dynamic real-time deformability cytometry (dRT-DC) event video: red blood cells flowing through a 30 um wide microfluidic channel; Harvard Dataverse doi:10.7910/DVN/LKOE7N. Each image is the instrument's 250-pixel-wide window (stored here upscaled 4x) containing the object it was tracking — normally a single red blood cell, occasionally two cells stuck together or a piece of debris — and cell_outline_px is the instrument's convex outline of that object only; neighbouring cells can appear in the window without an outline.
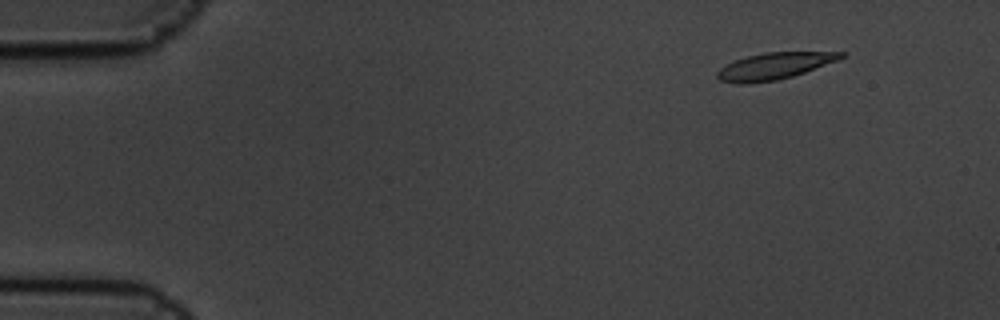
{"species": "common noctule bat (a hibernating species)", "species_latin": "Nyctalus noctula", "temperature_condition": "cold", "stored_images_in_passage": 6, "camera_frame_rate_fps": 3000, "um_per_image_px": 0.085, "animal": {"sex": "male", "body_mass_g": 19.5, "forearm_length_mm": 54.6}, "frame": {"image": 1, "passage_image": 2, "time_ms": 0.333, "image_size_px": [1000, 320], "cell_outline_px": [[848, 56], [804, 72], [792, 76], [776, 80], [744, 84], [736, 84], [720, 80], [716, 76], [716, 72], [720, 68], [736, 60], [748, 56], [764, 52], [848, 52]], "centroid_in_image_um": [65.82, 5.61], "position_along_channel_um": 19.2, "area_um2": 19.07}}
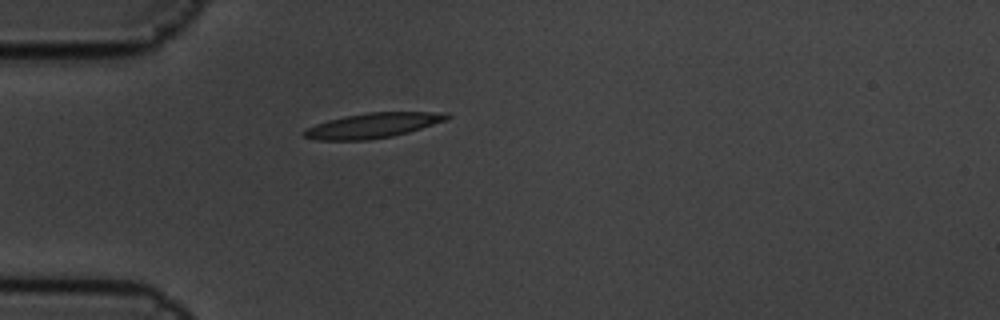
{"frame": {"image": 2, "passage_image": 5, "time_ms": 1.333, "image_size_px": [1000, 320], "cell_outline_px": [[452, 116], [448, 120], [408, 132], [392, 136], [368, 140], [316, 140], [304, 136], [300, 132], [316, 124], [328, 120], [344, 116], [368, 112], [448, 112]], "centroid_in_image_um": [31.72, 10.66], "position_along_channel_um": 53.3, "area_um2": 20.87}}